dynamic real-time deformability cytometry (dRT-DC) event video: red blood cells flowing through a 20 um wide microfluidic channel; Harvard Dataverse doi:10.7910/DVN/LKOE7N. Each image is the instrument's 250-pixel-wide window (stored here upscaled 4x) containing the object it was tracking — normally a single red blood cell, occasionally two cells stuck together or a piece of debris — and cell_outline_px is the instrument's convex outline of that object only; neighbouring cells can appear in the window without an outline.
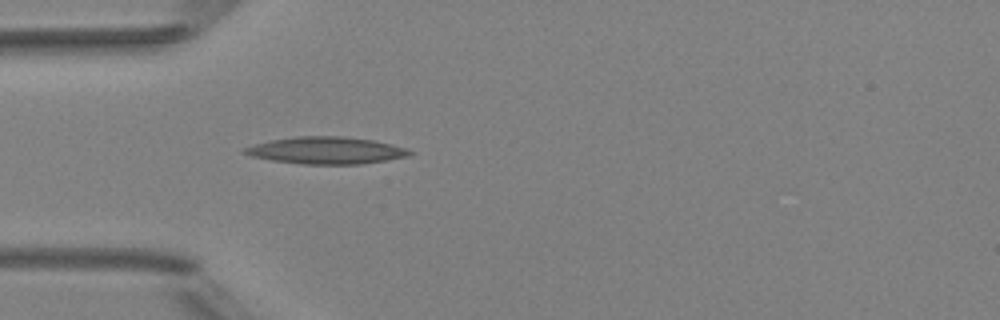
{"species": "Egyptian fruit bat (a non-hibernating species)", "species_latin": "Rousettus aegyptiacus", "temperature_condition": "room temperature", "stored_images_in_passage": 4, "camera_frame_rate_fps": 3000, "um_per_image_px": 0.085, "animal": {"sex": "female"}, "frame": {"image": 1, "passage_image": 4, "time_ms": 4.333, "image_size_px": [1000, 320], "cell_outline_px": [[416, 152], [408, 156], [360, 164], [300, 164], [272, 160], [252, 156], [240, 152], [244, 148], [256, 144], [272, 140], [296, 136], [344, 136], [372, 140], [392, 144]], "centroid_in_image_um": [27.72, 12.78], "position_along_channel_um": 57.3, "area_um2": 25.84}}